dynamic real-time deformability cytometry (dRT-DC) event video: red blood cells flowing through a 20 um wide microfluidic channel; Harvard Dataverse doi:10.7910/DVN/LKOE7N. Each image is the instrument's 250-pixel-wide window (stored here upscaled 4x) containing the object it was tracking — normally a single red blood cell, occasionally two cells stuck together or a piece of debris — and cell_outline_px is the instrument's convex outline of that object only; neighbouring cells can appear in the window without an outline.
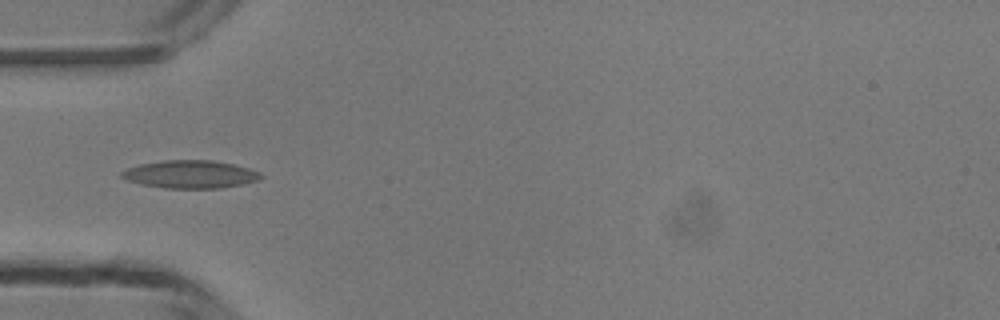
{"species": "common noctule bat (a hibernating species)", "species_latin": "Nyctalus noctula", "temperature_condition": "room temperature", "stored_images_in_passage": 48, "camera_frame_rate_fps": 3000, "um_per_image_px": 0.085, "animal": {"sex": "male", "body_mass_g": 13.3}, "frame": {"image": 1, "passage_image": 15, "time_ms": 4.667, "image_size_px": [1000, 320], "cell_outline_px": [[264, 176], [256, 180], [244, 184], [220, 188], [164, 188], [140, 184], [128, 180], [120, 176], [120, 172], [128, 168], [140, 164], [164, 160], [212, 160], [232, 164], [248, 168], [260, 172]], "centroid_in_image_um": [16.17, 14.81], "position_along_channel_um": 68.8, "area_um2": 22.54}}
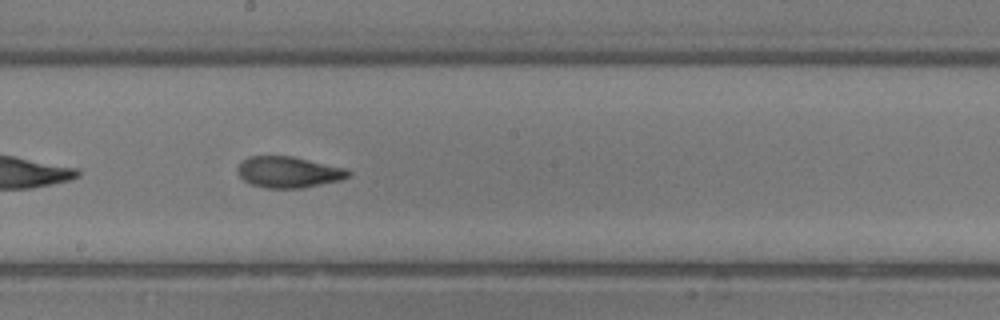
{"frame": {"image": 2, "passage_image": 26, "time_ms": 8.333, "image_size_px": [1000, 320], "cell_outline_px": [[352, 176], [340, 180], [300, 188], [264, 188], [252, 184], [244, 180], [240, 176], [236, 168], [248, 156], [292, 156], [348, 168], [352, 172]], "centroid_in_image_um": [24.57, 14.62], "position_along_channel_um": 223.6, "area_um2": 20.17}}
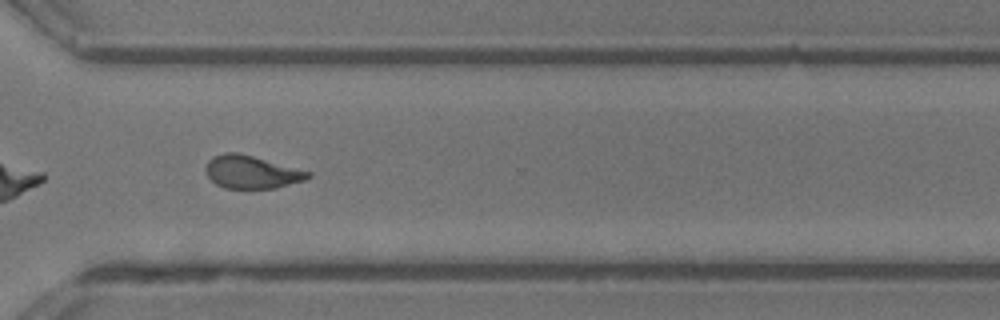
{"frame": {"image": 3, "passage_image": 35, "time_ms": 11.333, "image_size_px": [1000, 320], "cell_outline_px": [[312, 176], [304, 180], [276, 188], [224, 188], [216, 184], [208, 176], [204, 168], [208, 160], [212, 156], [224, 152], [236, 152], [252, 156], [312, 172]], "centroid_in_image_um": [21.36, 14.62], "position_along_channel_um": 349.2, "area_um2": 19.54}, "authors_computed_cell_mechanics": {"area_um2": 20.2878, "velocity_mm_per_s": 4.1942, "shape_relaxation_time_tau1_ms": 6.2319, "shape_relaxation_time_tau2_ms": 1.7886, "deformation_change_tau1": 0.1865, "deformation_change_tau2": 0.0741}}